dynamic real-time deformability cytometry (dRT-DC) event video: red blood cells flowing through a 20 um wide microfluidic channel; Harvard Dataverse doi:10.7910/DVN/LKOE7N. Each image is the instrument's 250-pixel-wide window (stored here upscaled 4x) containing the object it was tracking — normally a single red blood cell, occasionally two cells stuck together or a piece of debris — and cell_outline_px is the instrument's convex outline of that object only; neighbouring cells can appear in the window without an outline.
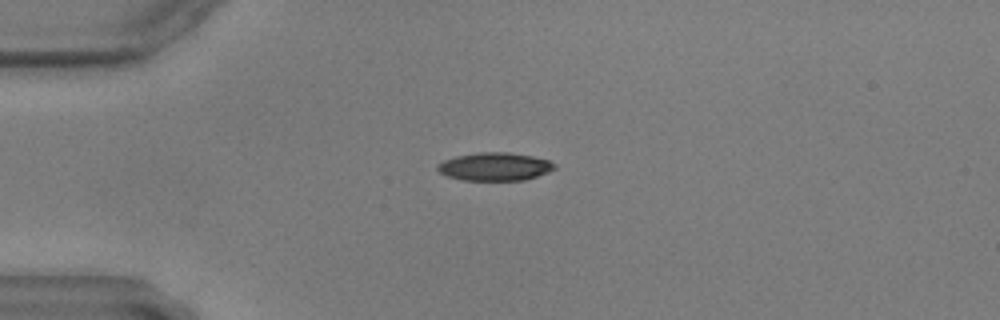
{"species": "common noctule bat (a hibernating species)", "species_latin": "Nyctalus noctula", "temperature_condition": "warm", "stored_images_in_passage": 20, "camera_frame_rate_fps": 3000, "um_per_image_px": 0.085, "animal": {"sex": "male", "body_mass_g": 17.9, "forearm_length_mm": 54.2}, "frame": {"image": 1, "passage_image": 3, "time_ms": 0.667, "image_size_px": [1000, 320], "cell_outline_px": [[556, 168], [548, 172], [524, 180], [460, 180], [448, 176], [440, 172], [436, 168], [436, 164], [444, 160], [456, 156], [476, 152], [508, 152], [532, 156], [548, 160], [556, 164]], "centroid_in_image_um": [42.04, 14.15], "position_along_channel_um": 43.0, "area_um2": 19.19}}
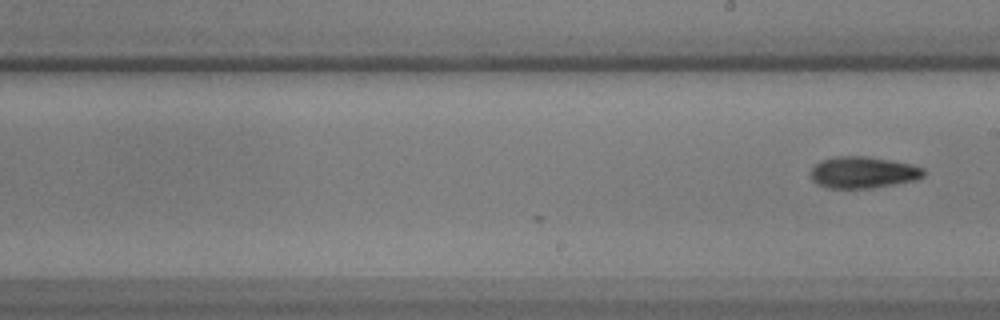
{"frame": {"image": 2, "passage_image": 20, "time_ms": 6.333, "image_size_px": [1000, 320], "cell_outline_px": [[924, 176], [916, 180], [896, 184], [872, 188], [828, 188], [816, 184], [812, 180], [812, 168], [820, 160], [836, 156], [868, 156], [912, 164], [924, 168]], "centroid_in_image_um": [73.37, 14.65], "position_along_channel_um": 215.6, "area_um2": 20.92}}